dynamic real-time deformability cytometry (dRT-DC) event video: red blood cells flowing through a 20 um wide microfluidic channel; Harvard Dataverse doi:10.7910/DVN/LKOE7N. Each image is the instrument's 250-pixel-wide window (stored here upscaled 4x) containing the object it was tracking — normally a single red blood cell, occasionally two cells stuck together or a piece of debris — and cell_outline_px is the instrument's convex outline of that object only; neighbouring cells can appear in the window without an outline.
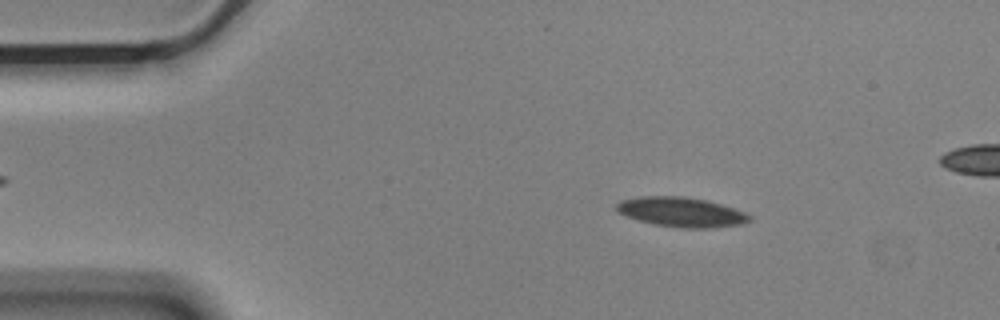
{"species": "Egyptian fruit bat (a non-hibernating species)", "species_latin": "Rousettus aegyptiacus", "temperature_condition": "cold", "stored_images_in_passage": 55, "segment_of_instrument_passage": [1, 2], "camera_frame_rate_fps": 3000, "um_per_image_px": 0.085, "animal": {"sex": "male"}, "frame": {"image": 1, "passage_image": 8, "time_ms": 2.333, "image_size_px": [1000, 320], "cell_outline_px": [[752, 220], [740, 224], [712, 228], [680, 228], [656, 224], [640, 220], [616, 212], [616, 204], [620, 200], [640, 196], [684, 196], [704, 200], [720, 204], [744, 212], [752, 216]], "centroid_in_image_um": [57.9, 18.02], "position_along_channel_um": 27.1, "area_um2": 22.83}}
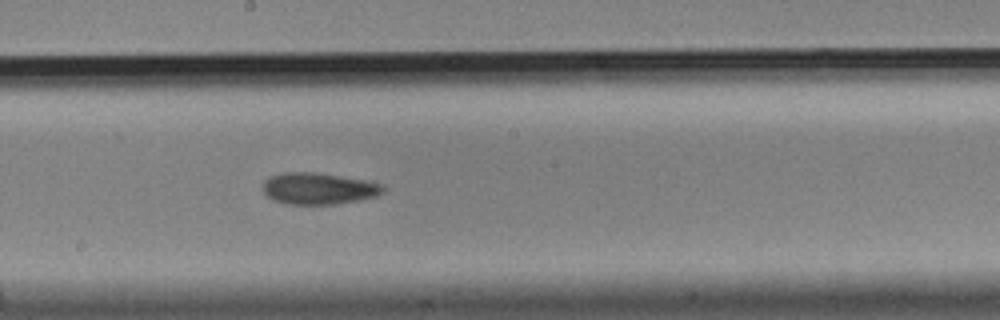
{"frame": {"image": 2, "passage_image": 29, "time_ms": 9.333, "image_size_px": [1000, 320], "cell_outline_px": [[384, 192], [376, 196], [356, 200], [332, 204], [288, 204], [276, 200], [268, 196], [264, 192], [264, 180], [272, 176], [284, 172], [316, 172], [364, 180], [384, 184]], "centroid_in_image_um": [27.09, 16.01], "position_along_channel_um": 221.1, "area_um2": 21.79}}
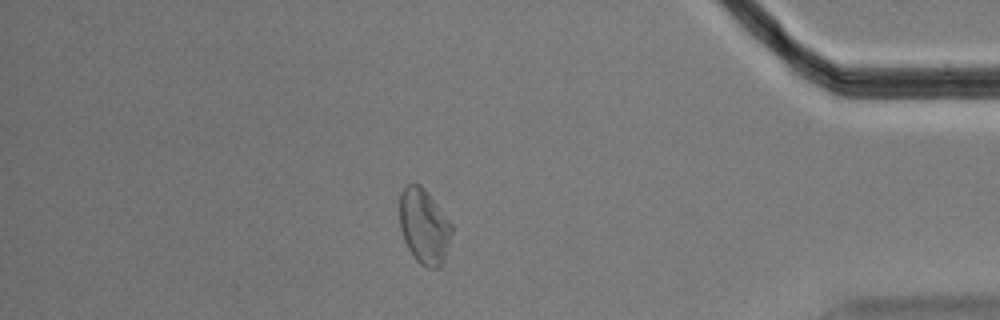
{"frame": {"image": 3, "passage_image": 47, "time_ms": 15.333, "image_size_px": [1000, 320], "cell_outline_px": [[452, 232], [448, 244], [440, 264], [436, 268], [428, 268], [420, 264], [416, 260], [408, 248], [404, 240], [400, 228], [400, 192], [404, 184], [420, 184], [424, 188], [452, 224]], "centroid_in_image_um": [36.01, 19.2], "position_along_channel_um": 399.2, "area_um2": 22.43}}